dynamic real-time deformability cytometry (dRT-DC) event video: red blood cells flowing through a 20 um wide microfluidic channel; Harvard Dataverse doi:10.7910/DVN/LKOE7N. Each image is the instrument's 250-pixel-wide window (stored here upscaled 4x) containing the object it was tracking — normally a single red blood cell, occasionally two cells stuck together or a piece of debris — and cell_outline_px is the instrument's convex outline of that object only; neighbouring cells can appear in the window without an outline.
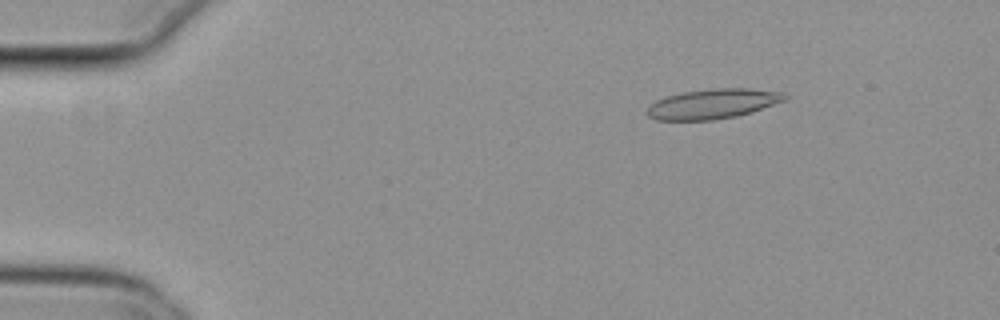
{"species": "common noctule bat (a hibernating species)", "species_latin": "Nyctalus noctula", "temperature_condition": "cold", "stored_images_in_passage": 54, "camera_frame_rate_fps": 3000, "um_per_image_px": 0.085, "animal": {"sex": "female", "body_mass_g": 29.2, "forearm_length_mm": 56.3}, "frame": {"image": 1, "passage_image": 8, "time_ms": 2.333, "image_size_px": [1000, 320], "cell_outline_px": [[788, 100], [752, 112], [736, 116], [712, 120], [656, 120], [648, 116], [644, 112], [656, 100], [664, 96], [684, 92], [712, 88], [748, 88], [784, 92], [788, 96]], "centroid_in_image_um": [60.62, 8.82], "position_along_channel_um": 24.4, "area_um2": 24.22}}
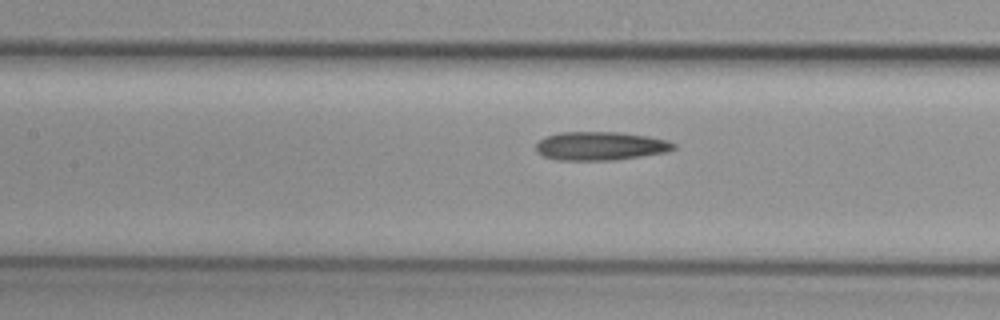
{"frame": {"image": 2, "passage_image": 25, "time_ms": 8.0, "image_size_px": [1000, 320], "cell_outline_px": [[676, 148], [668, 152], [616, 160], [556, 160], [544, 156], [536, 152], [536, 144], [540, 140], [548, 136], [560, 132], [616, 132], [648, 136], [668, 140], [676, 144]], "centroid_in_image_um": [51.06, 12.41], "position_along_channel_um": 156.3, "area_um2": 23.0}}
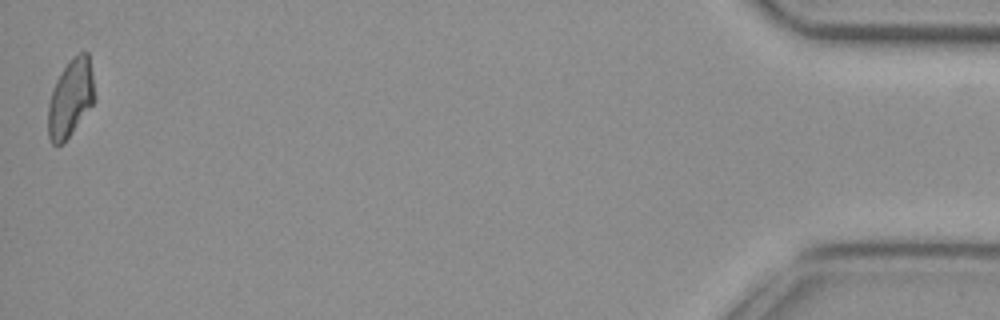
{"frame": {"image": 3, "passage_image": 54, "time_ms": 17.667, "image_size_px": [1000, 320], "cell_outline_px": [[96, 96], [92, 104], [68, 136], [60, 144], [52, 144], [48, 136], [48, 104], [56, 80], [68, 60], [72, 56], [80, 52], [88, 52], [92, 72]], "centroid_in_image_um": [6.0, 8.27], "position_along_channel_um": 429.2, "area_um2": 20.75}, "authors_computed_cell_mechanics": {"area_um2": 22.7154, "velocity_mm_per_s": 3.7992, "shape_relaxation_time_tau1_ms": 9.303, "shape_relaxation_time_tau2_ms": 8.8032, "deformation_change_tau1": 0.1998, "deformation_change_tau2": 0.229}}